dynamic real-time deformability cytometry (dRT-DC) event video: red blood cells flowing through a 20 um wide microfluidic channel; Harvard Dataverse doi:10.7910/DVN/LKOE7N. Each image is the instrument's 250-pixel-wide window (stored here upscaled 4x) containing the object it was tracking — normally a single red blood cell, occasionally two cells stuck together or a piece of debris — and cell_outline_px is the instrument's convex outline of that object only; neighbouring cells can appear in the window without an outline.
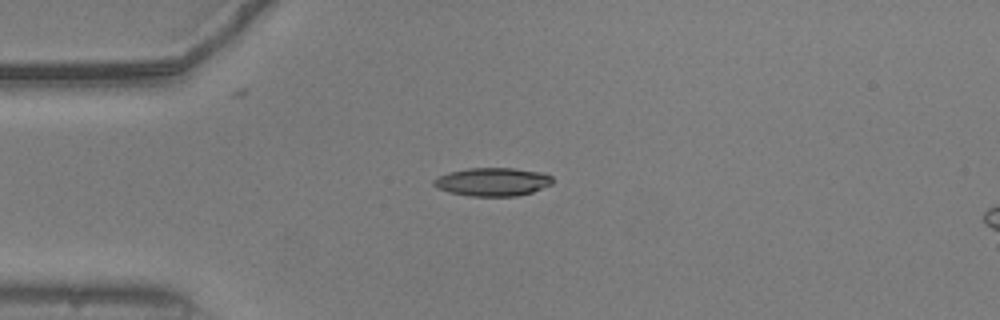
{"species": "common noctule bat (a hibernating species)", "species_latin": "Nyctalus noctula", "temperature_condition": "warm", "stored_images_in_passage": 41, "camera_frame_rate_fps": 3000, "um_per_image_px": 0.085, "animal": {"sex": "male", "body_mass_g": 20.5, "forearm_length_mm": 52.5}, "frame": {"image": 1, "passage_image": 1, "time_ms": 0.0, "image_size_px": [1000, 320], "cell_outline_px": [[552, 184], [532, 192], [516, 196], [468, 196], [448, 192], [436, 188], [432, 184], [432, 180], [448, 172], [468, 168], [512, 168], [540, 172], [552, 176]], "centroid_in_image_um": [41.83, 15.46], "position_along_channel_um": 43.2, "area_um2": 19.65}}
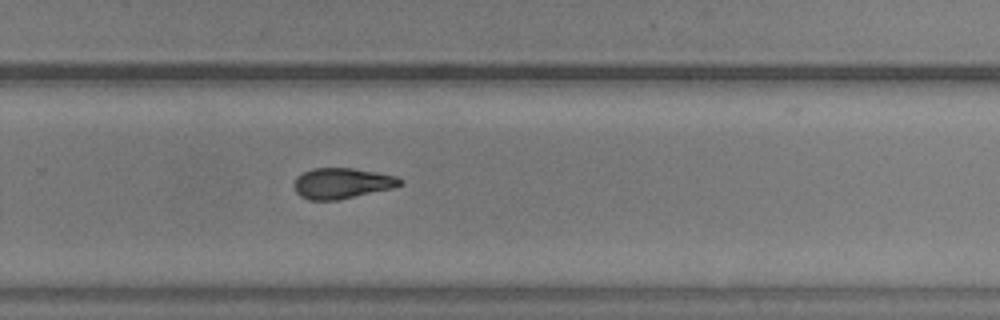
{"frame": {"image": 2, "passage_image": 23, "time_ms": 7.333, "image_size_px": [1000, 320], "cell_outline_px": [[404, 184], [392, 188], [336, 200], [308, 200], [300, 196], [296, 192], [292, 184], [296, 176], [312, 168], [352, 168], [376, 172], [396, 176], [404, 180]], "centroid_in_image_um": [29.04, 15.57], "position_along_channel_um": 300.8, "area_um2": 19.02}}
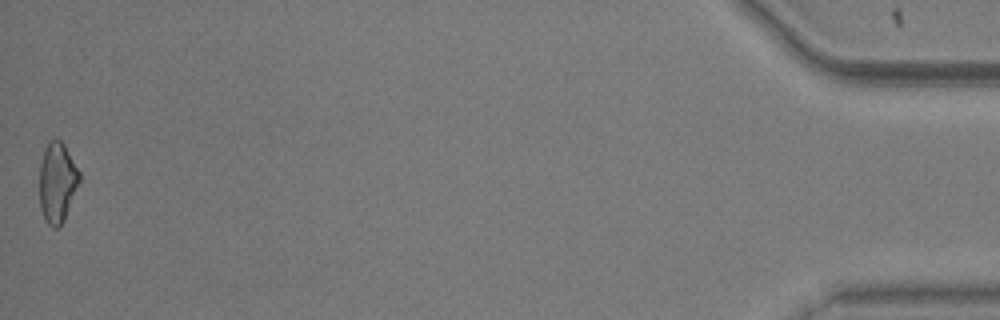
{"frame": {"image": 3, "passage_image": 41, "time_ms": 13.333, "image_size_px": [1000, 320], "cell_outline_px": [[80, 180], [64, 220], [56, 228], [52, 228], [44, 220], [40, 208], [40, 164], [44, 148], [48, 140], [60, 140], [64, 144], [80, 172]], "centroid_in_image_um": [4.85, 15.5], "position_along_channel_um": 430.3, "area_um2": 18.61}, "authors_computed_cell_mechanics": {"area_um2": 19.363, "velocity_mm_per_s": 3.7826, "shape_relaxation_time_tau1_ms": null, "shape_relaxation_time_tau2_ms": 4.0246, "deformation_change_tau1": null, "deformation_change_tau2": 0.1273}}